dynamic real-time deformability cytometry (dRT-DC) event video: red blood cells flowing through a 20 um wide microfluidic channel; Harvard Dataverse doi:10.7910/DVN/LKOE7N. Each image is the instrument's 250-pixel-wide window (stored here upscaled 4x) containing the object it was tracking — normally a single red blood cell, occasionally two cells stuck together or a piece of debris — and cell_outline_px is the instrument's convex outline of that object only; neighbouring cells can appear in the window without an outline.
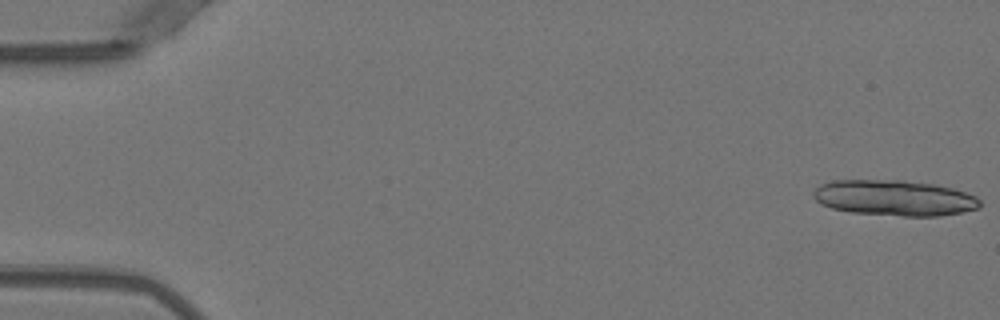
{"species": "Egyptian fruit bat (a non-hibernating species)", "species_latin": "Rousettus aegyptiacus", "temperature_condition": "warm", "stored_images_in_passage": 15, "camera_frame_rate_fps": 3000, "um_per_image_px": 0.085, "animal": {"sex": "female"}, "frame": {"image": 1, "passage_image": 1, "time_ms": 0.0, "image_size_px": [1000, 320], "cell_outline_px": [[980, 208], [940, 216], [904, 216], [852, 212], [832, 208], [820, 204], [812, 196], [812, 192], [820, 184], [832, 180], [904, 180], [936, 184], [952, 188], [976, 196], [980, 200]], "centroid_in_image_um": [76.01, 16.81], "position_along_channel_um": 9.0, "area_um2": 34.74}}